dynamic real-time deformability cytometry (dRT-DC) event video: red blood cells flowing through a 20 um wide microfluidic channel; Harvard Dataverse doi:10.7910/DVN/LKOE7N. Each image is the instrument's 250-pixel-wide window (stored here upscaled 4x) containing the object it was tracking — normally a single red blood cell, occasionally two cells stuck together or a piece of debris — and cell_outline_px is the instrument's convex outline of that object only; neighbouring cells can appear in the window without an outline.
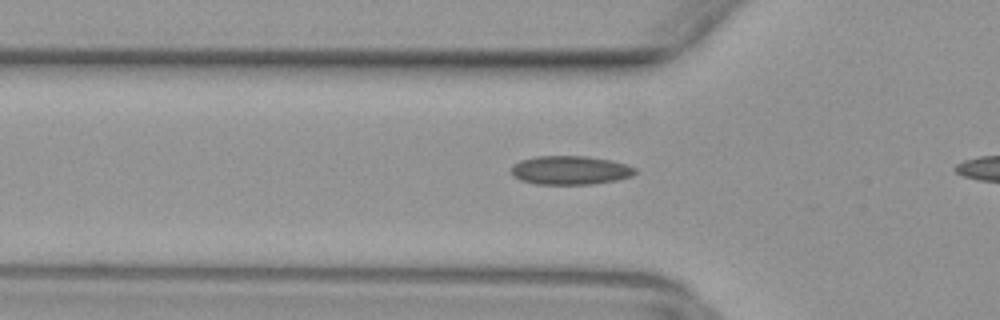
{"species": "common noctule bat (a hibernating species)", "species_latin": "Nyctalus noctula", "temperature_condition": "warm", "stored_images_in_passage": 39, "camera_frame_rate_fps": 3000, "um_per_image_px": 0.085, "animal": {"sex": "female", "body_mass_g": 29.2, "forearm_length_mm": 56.3}, "frame": {"image": 1, "passage_image": 15, "time_ms": 4.667, "image_size_px": [1000, 320], "cell_outline_px": [[636, 172], [632, 176], [616, 180], [592, 184], [536, 184], [520, 180], [512, 176], [512, 164], [520, 160], [536, 156], [588, 156], [608, 160], [624, 164], [636, 168]], "centroid_in_image_um": [48.43, 14.47], "position_along_channel_um": 77.4, "area_um2": 20.75}}
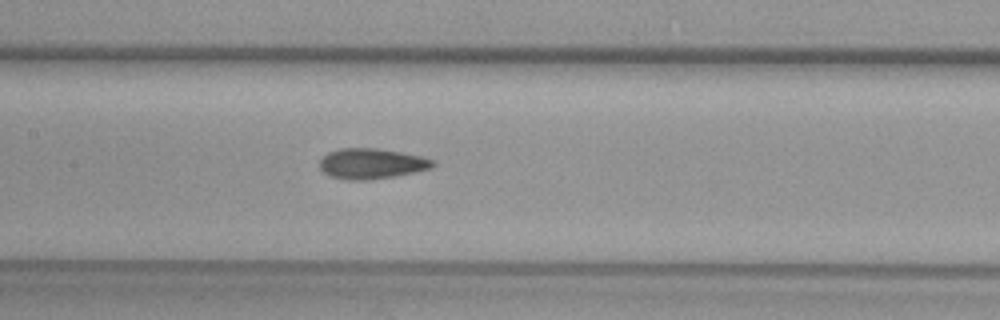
{"frame": {"image": 2, "passage_image": 22, "time_ms": 7.0, "image_size_px": [1000, 320], "cell_outline_px": [[436, 164], [432, 168], [396, 176], [368, 180], [344, 180], [332, 176], [324, 172], [320, 168], [320, 160], [328, 152], [340, 148], [376, 148], [400, 152], [420, 156], [432, 160]], "centroid_in_image_um": [31.57, 13.91], "position_along_channel_um": 175.8, "area_um2": 20.0}}
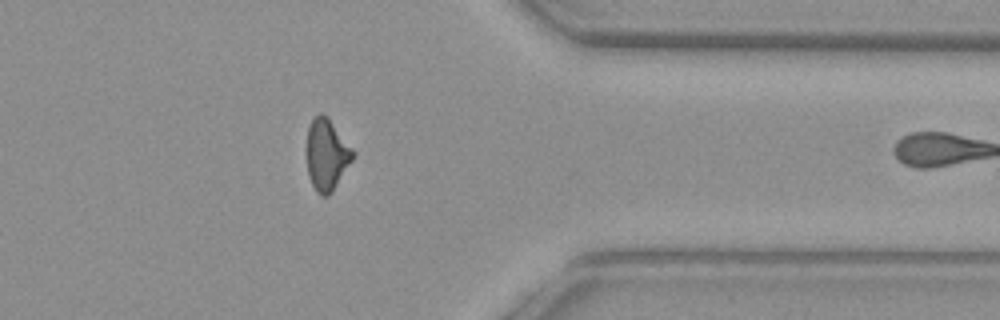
{"frame": {"image": 3, "passage_image": 38, "time_ms": 12.333, "image_size_px": [1000, 320], "cell_outline_px": [[356, 152], [352, 160], [332, 192], [328, 196], [320, 196], [316, 192], [308, 176], [308, 128], [312, 120], [320, 112], [328, 116]], "centroid_in_image_um": [27.79, 13.15], "position_along_channel_um": 383.6, "area_um2": 19.13}}